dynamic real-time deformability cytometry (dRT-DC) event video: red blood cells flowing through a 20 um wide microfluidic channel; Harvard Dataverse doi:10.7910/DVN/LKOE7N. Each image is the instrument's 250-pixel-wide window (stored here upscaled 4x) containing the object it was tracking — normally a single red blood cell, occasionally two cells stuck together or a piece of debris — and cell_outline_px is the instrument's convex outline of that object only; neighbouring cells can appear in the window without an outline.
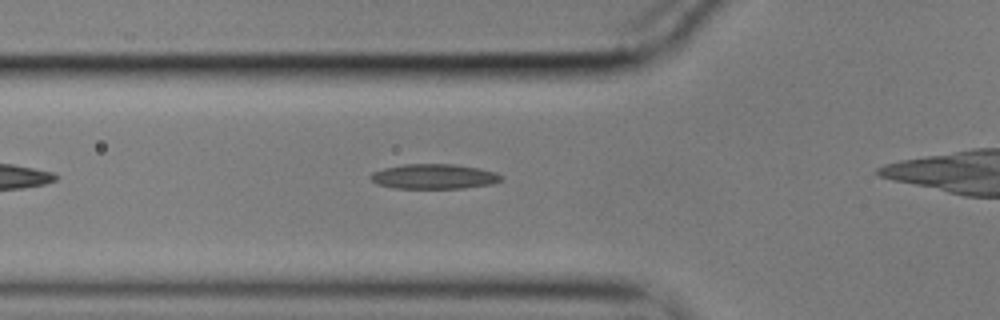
{"species": "common noctule bat (a hibernating species)", "species_latin": "Nyctalus noctula", "temperature_condition": "cold", "stored_images_in_passage": 36, "camera_frame_rate_fps": 3000, "um_per_image_px": 0.085, "animal": {"sex": "male", "body_mass_g": 17.9}, "frame": {"image": 1, "passage_image": 7, "time_ms": 2.0, "image_size_px": [1000, 320], "cell_outline_px": [[504, 180], [492, 184], [464, 188], [392, 188], [376, 184], [368, 176], [372, 172], [384, 168], [404, 164], [456, 164], [480, 168], [496, 172], [504, 176]], "centroid_in_image_um": [36.92, 15.0], "position_along_channel_um": 88.9, "area_um2": 19.25}}
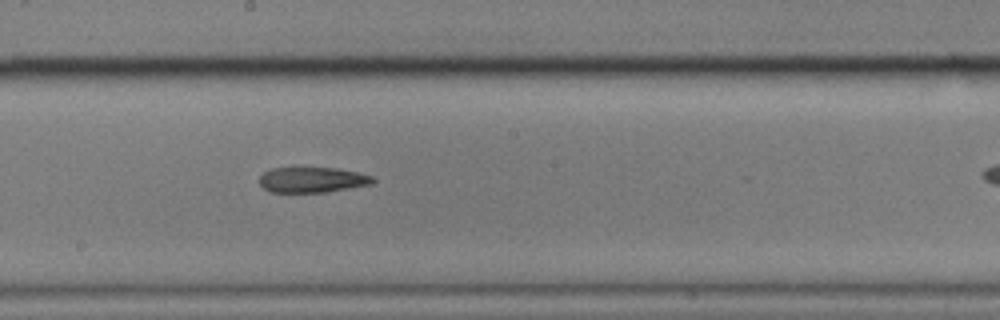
{"frame": {"image": 2, "passage_image": 18, "time_ms": 5.667, "image_size_px": [1000, 320], "cell_outline_px": [[376, 180], [372, 184], [328, 192], [268, 192], [260, 184], [260, 176], [264, 172], [272, 168], [336, 168], [360, 172], [372, 176]], "centroid_in_image_um": [26.57, 15.29], "position_along_channel_um": 221.6, "area_um2": 16.88}}
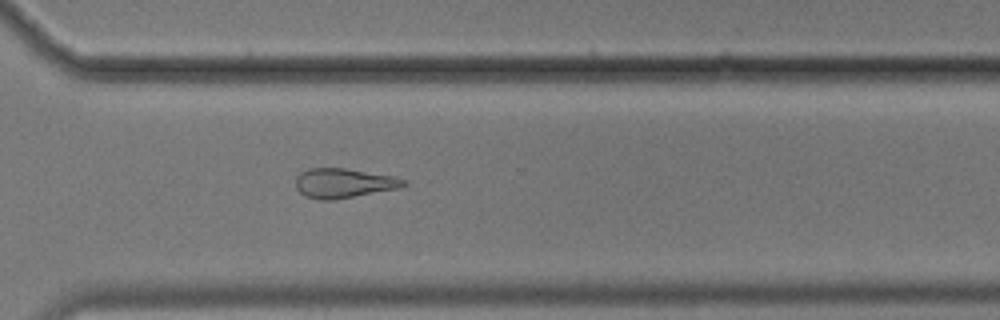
{"frame": {"image": 3, "passage_image": 28, "time_ms": 9.0, "image_size_px": [1000, 320], "cell_outline_px": [[408, 184], [400, 188], [336, 200], [320, 200], [304, 196], [296, 188], [296, 176], [300, 172], [308, 168], [344, 168], [392, 176], [404, 180]], "centroid_in_image_um": [29.18, 15.58], "position_along_channel_um": 341.4, "area_um2": 18.67}}